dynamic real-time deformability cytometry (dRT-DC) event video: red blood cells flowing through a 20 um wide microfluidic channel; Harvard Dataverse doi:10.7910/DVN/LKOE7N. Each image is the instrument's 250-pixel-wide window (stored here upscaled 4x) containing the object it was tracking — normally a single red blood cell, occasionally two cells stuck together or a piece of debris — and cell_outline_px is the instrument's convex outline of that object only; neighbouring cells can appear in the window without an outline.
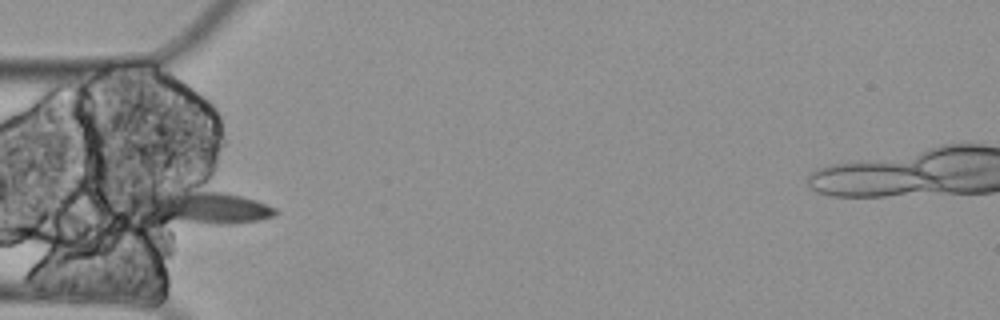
{"species": "Egyptian fruit bat (a non-hibernating species)", "species_latin": "Rousettus aegyptiacus", "temperature_condition": "cold", "stored_images_in_passage": 5, "camera_frame_rate_fps": 3000, "um_per_image_px": 0.085, "animal": {"sex": "female"}, "frame": {"image": 1, "passage_image": 5, "time_ms": 1.333, "image_size_px": [1000, 320], "cell_outline_px": [[280, 212], [272, 216], [260, 220], [148, 220], [120, 204], [116, 200], [128, 192], [224, 192], [256, 200], [276, 208]], "centroid_in_image_um": [16.63, 17.53], "position_along_channel_um": 68.4, "area_um2": 26.99}}